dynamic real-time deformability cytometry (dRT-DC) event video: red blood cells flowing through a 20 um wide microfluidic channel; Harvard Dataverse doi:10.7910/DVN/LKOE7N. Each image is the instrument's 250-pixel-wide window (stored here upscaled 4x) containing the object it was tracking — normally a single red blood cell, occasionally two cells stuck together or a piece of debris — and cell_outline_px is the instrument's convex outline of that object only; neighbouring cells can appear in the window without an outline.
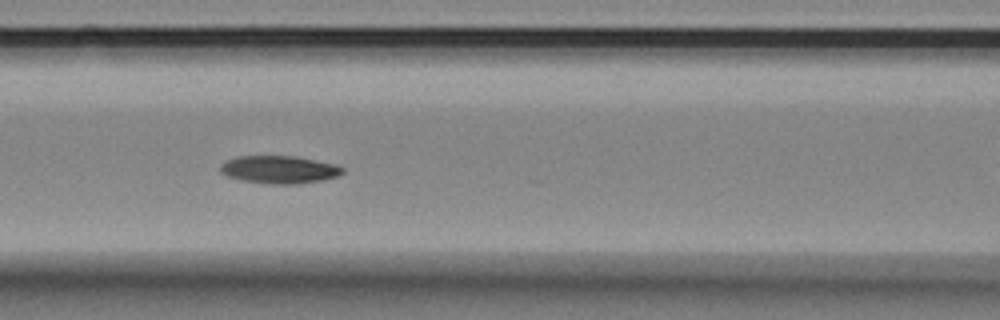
{"species": "Egyptian fruit bat (a non-hibernating species)", "species_latin": "Rousettus aegyptiacus", "temperature_condition": "room temperature", "stored_images_in_passage": 16, "camera_frame_rate_fps": 3000, "um_per_image_px": 0.085, "animal": {"sex": "female"}, "frame": {"image": 1, "passage_image": 5, "time_ms": 1.333, "image_size_px": [1000, 320], "cell_outline_px": [[344, 172], [336, 176], [324, 180], [296, 184], [272, 184], [240, 180], [228, 176], [220, 172], [220, 164], [236, 156], [296, 156], [336, 164], [344, 168]], "centroid_in_image_um": [23.74, 14.41], "position_along_channel_um": 142.9, "area_um2": 19.83}}
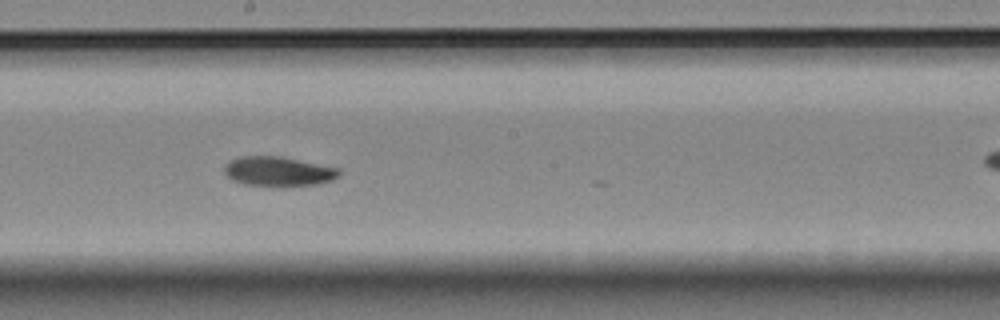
{"frame": {"image": 2, "passage_image": 12, "time_ms": 3.667, "image_size_px": [1000, 320], "cell_outline_px": [[340, 176], [332, 180], [316, 184], [244, 184], [232, 180], [224, 172], [224, 168], [228, 160], [240, 156], [280, 156], [340, 168]], "centroid_in_image_um": [23.65, 14.53], "position_along_channel_um": 224.6, "area_um2": 19.25}}
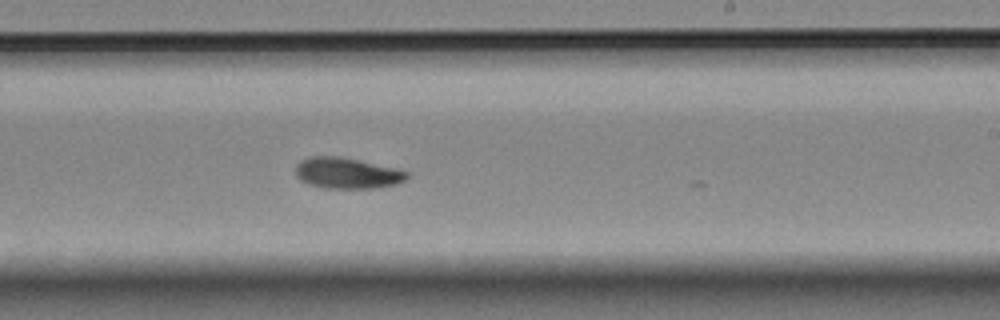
{"frame": {"image": 3, "passage_image": 15, "time_ms": 4.667, "image_size_px": [1000, 320], "cell_outline_px": [[408, 180], [396, 184], [376, 188], [324, 188], [308, 184], [300, 180], [296, 176], [296, 164], [300, 160], [312, 156], [340, 156], [396, 168], [408, 172]], "centroid_in_image_um": [29.5, 14.72], "position_along_channel_um": 259.5, "area_um2": 20.23}}